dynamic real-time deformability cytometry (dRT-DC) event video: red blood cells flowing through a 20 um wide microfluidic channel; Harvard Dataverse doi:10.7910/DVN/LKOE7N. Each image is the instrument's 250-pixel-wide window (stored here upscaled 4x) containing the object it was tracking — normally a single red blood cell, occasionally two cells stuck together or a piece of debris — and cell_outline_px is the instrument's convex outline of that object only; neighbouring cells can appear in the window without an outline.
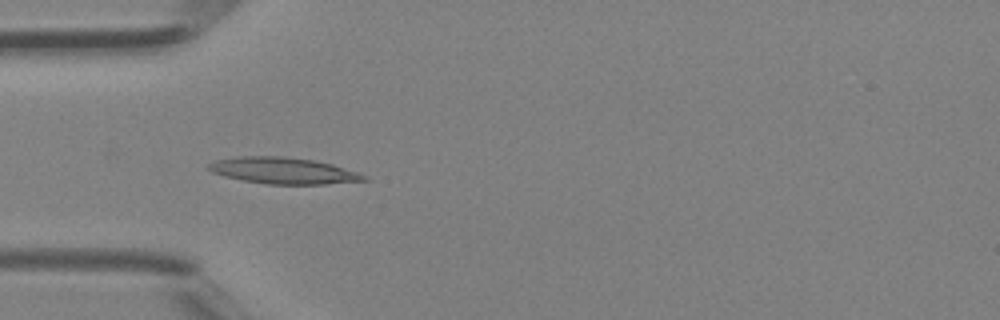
{"species": "Egyptian fruit bat (a non-hibernating species)", "species_latin": "Rousettus aegyptiacus", "temperature_condition": "room temperature", "stored_images_in_passage": 37, "camera_frame_rate_fps": 3000, "um_per_image_px": 0.085, "animal": {"sex": "female"}, "frame": {"image": 1, "passage_image": 8, "time_ms": 2.333, "image_size_px": [1000, 320], "cell_outline_px": [[368, 180], [324, 184], [268, 184], [244, 180], [224, 176], [212, 172], [208, 168], [208, 164], [216, 160], [240, 156], [284, 156], [312, 160], [332, 164], [368, 176]], "centroid_in_image_um": [24.08, 14.5], "position_along_channel_um": 60.9, "area_um2": 23.64}}
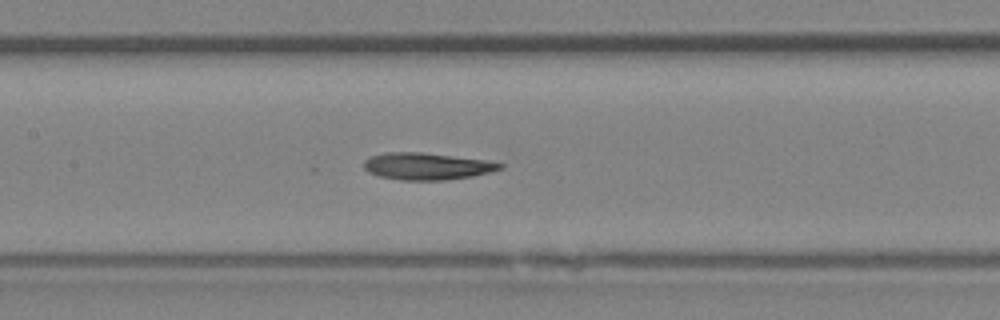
{"frame": {"image": 2, "passage_image": 15, "time_ms": 4.667, "image_size_px": [1000, 320], "cell_outline_px": [[504, 168], [472, 176], [444, 180], [400, 180], [380, 176], [368, 172], [364, 168], [364, 160], [372, 156], [388, 152], [420, 152], [484, 160], [504, 164]], "centroid_in_image_um": [36.26, 14.13], "position_along_channel_um": 171.1, "area_um2": 21.1}}
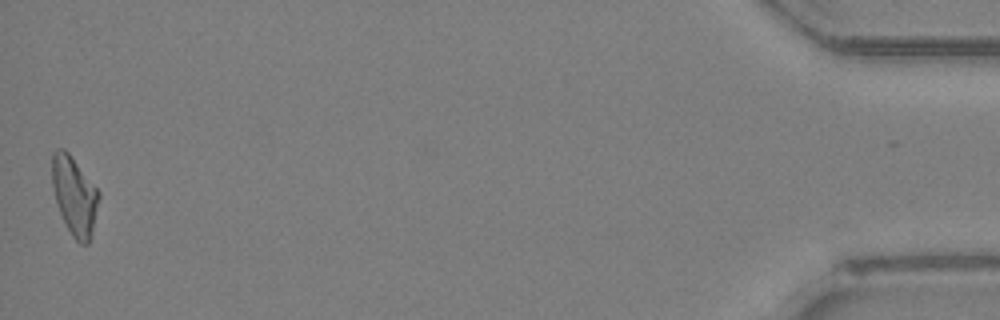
{"frame": {"image": 3, "passage_image": 37, "time_ms": 12.0, "image_size_px": [1000, 320], "cell_outline_px": [[100, 196], [92, 232], [88, 244], [80, 244], [72, 236], [56, 204], [52, 184], [52, 152], [56, 148], [64, 148], [68, 152], [100, 192]], "centroid_in_image_um": [6.32, 16.62], "position_along_channel_um": 428.9, "area_um2": 21.27}}